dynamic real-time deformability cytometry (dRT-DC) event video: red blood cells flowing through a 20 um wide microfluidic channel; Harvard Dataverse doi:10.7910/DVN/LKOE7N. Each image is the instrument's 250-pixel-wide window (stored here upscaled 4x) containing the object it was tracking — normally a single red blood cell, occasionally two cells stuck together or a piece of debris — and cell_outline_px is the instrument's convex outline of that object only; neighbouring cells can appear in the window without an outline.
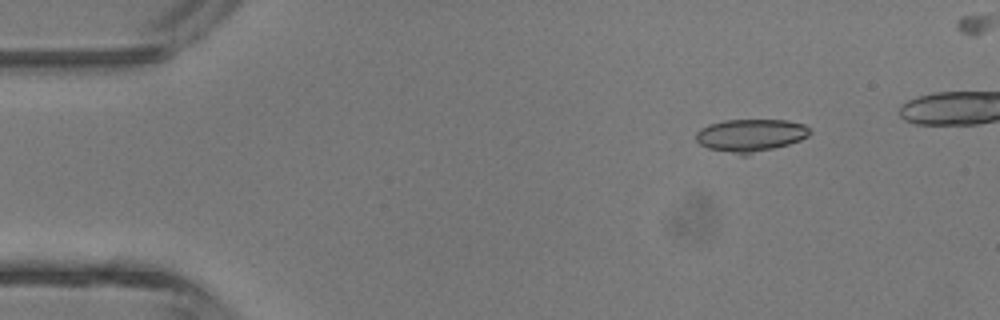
{"species": "common noctule bat (a hibernating species)", "species_latin": "Nyctalus noctula", "temperature_condition": "room temperature", "stored_images_in_passage": 5, "camera_frame_rate_fps": 3000, "um_per_image_px": 0.085, "animal": {"sex": "male", "body_mass_g": 13.3}, "frame": {"image": 1, "passage_image": 2, "time_ms": 1.333, "image_size_px": [1000, 320], "cell_outline_px": [[812, 132], [808, 136], [800, 140], [788, 144], [748, 156], [740, 156], [708, 148], [700, 144], [696, 140], [696, 132], [700, 128], [708, 124], [724, 120], [788, 120], [804, 124]], "centroid_in_image_um": [63.78, 11.52], "position_along_channel_um": 21.2, "area_um2": 22.08}}